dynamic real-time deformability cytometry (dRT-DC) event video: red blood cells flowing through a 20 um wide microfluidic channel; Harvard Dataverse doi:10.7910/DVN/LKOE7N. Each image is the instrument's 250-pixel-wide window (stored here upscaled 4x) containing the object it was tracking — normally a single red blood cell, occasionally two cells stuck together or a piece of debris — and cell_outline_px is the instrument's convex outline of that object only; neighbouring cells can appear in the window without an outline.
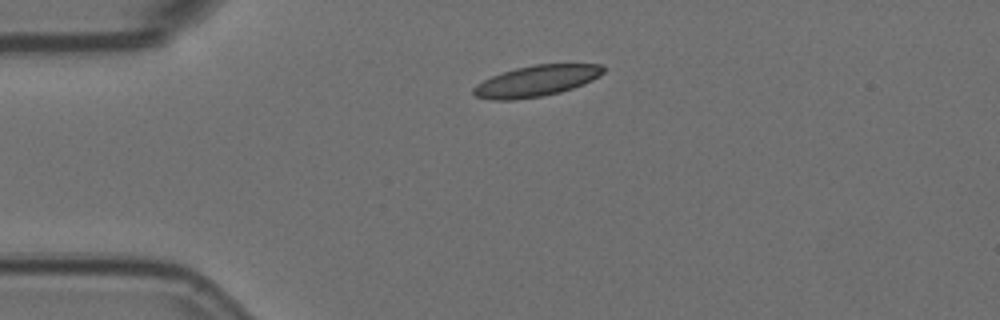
{"species": "Egyptian fruit bat (a non-hibernating species)", "species_latin": "Rousettus aegyptiacus", "temperature_condition": "room temperature", "stored_images_in_passage": 5, "camera_frame_rate_fps": 3000, "um_per_image_px": 0.085, "animal": {"sex": "female"}, "frame": {"image": 1, "passage_image": 1, "time_ms": 0.0, "image_size_px": [1000, 320], "cell_outline_px": [[604, 72], [592, 80], [584, 84], [560, 92], [544, 96], [516, 100], [492, 100], [476, 96], [472, 92], [472, 88], [476, 84], [492, 76], [516, 68], [532, 64], [604, 64]], "centroid_in_image_um": [45.58, 6.88], "position_along_channel_um": 39.4, "area_um2": 23.52}}